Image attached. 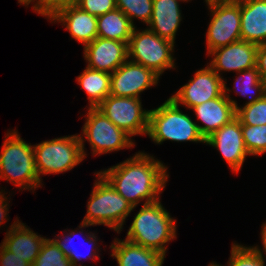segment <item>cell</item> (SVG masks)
<instances>
[{
  "instance_id": "1",
  "label": "cell",
  "mask_w": 266,
  "mask_h": 266,
  "mask_svg": "<svg viewBox=\"0 0 266 266\" xmlns=\"http://www.w3.org/2000/svg\"><path fill=\"white\" fill-rule=\"evenodd\" d=\"M160 160L143 152L122 163L98 171L132 207L144 200L145 204L159 200L169 174Z\"/></svg>"
},
{
  "instance_id": "2",
  "label": "cell",
  "mask_w": 266,
  "mask_h": 266,
  "mask_svg": "<svg viewBox=\"0 0 266 266\" xmlns=\"http://www.w3.org/2000/svg\"><path fill=\"white\" fill-rule=\"evenodd\" d=\"M161 199L143 204L135 215L126 240L166 255L165 247L176 238V220L163 207Z\"/></svg>"
},
{
  "instance_id": "3",
  "label": "cell",
  "mask_w": 266,
  "mask_h": 266,
  "mask_svg": "<svg viewBox=\"0 0 266 266\" xmlns=\"http://www.w3.org/2000/svg\"><path fill=\"white\" fill-rule=\"evenodd\" d=\"M17 132L6 133L0 154V179L10 181L23 190L41 187L33 145L26 143Z\"/></svg>"
},
{
  "instance_id": "4",
  "label": "cell",
  "mask_w": 266,
  "mask_h": 266,
  "mask_svg": "<svg viewBox=\"0 0 266 266\" xmlns=\"http://www.w3.org/2000/svg\"><path fill=\"white\" fill-rule=\"evenodd\" d=\"M95 175L97 179L87 202V213L79 228L105 225L120 233L125 219L135 207H132L99 172Z\"/></svg>"
},
{
  "instance_id": "5",
  "label": "cell",
  "mask_w": 266,
  "mask_h": 266,
  "mask_svg": "<svg viewBox=\"0 0 266 266\" xmlns=\"http://www.w3.org/2000/svg\"><path fill=\"white\" fill-rule=\"evenodd\" d=\"M179 105L170 97L156 109L149 110L147 135L154 143L166 140L176 142H202L204 137L199 132L197 123L184 114Z\"/></svg>"
},
{
  "instance_id": "6",
  "label": "cell",
  "mask_w": 266,
  "mask_h": 266,
  "mask_svg": "<svg viewBox=\"0 0 266 266\" xmlns=\"http://www.w3.org/2000/svg\"><path fill=\"white\" fill-rule=\"evenodd\" d=\"M84 136H63L33 145L36 170L40 176L69 171L86 157Z\"/></svg>"
},
{
  "instance_id": "7",
  "label": "cell",
  "mask_w": 266,
  "mask_h": 266,
  "mask_svg": "<svg viewBox=\"0 0 266 266\" xmlns=\"http://www.w3.org/2000/svg\"><path fill=\"white\" fill-rule=\"evenodd\" d=\"M174 44L146 28L134 27L128 43V60L143 65L159 77L167 69H175Z\"/></svg>"
},
{
  "instance_id": "8",
  "label": "cell",
  "mask_w": 266,
  "mask_h": 266,
  "mask_svg": "<svg viewBox=\"0 0 266 266\" xmlns=\"http://www.w3.org/2000/svg\"><path fill=\"white\" fill-rule=\"evenodd\" d=\"M211 21L206 34L207 53L241 40L240 0H206Z\"/></svg>"
},
{
  "instance_id": "9",
  "label": "cell",
  "mask_w": 266,
  "mask_h": 266,
  "mask_svg": "<svg viewBox=\"0 0 266 266\" xmlns=\"http://www.w3.org/2000/svg\"><path fill=\"white\" fill-rule=\"evenodd\" d=\"M85 119L82 134L88 140L93 156L135 146L132 137L114 125L97 108L89 107Z\"/></svg>"
},
{
  "instance_id": "10",
  "label": "cell",
  "mask_w": 266,
  "mask_h": 266,
  "mask_svg": "<svg viewBox=\"0 0 266 266\" xmlns=\"http://www.w3.org/2000/svg\"><path fill=\"white\" fill-rule=\"evenodd\" d=\"M140 98L107 96L96 108L128 135H147L149 110H143Z\"/></svg>"
},
{
  "instance_id": "11",
  "label": "cell",
  "mask_w": 266,
  "mask_h": 266,
  "mask_svg": "<svg viewBox=\"0 0 266 266\" xmlns=\"http://www.w3.org/2000/svg\"><path fill=\"white\" fill-rule=\"evenodd\" d=\"M224 93V78L220 77L209 65L198 70L189 82L183 85L170 98L186 108L201 105L220 97Z\"/></svg>"
},
{
  "instance_id": "12",
  "label": "cell",
  "mask_w": 266,
  "mask_h": 266,
  "mask_svg": "<svg viewBox=\"0 0 266 266\" xmlns=\"http://www.w3.org/2000/svg\"><path fill=\"white\" fill-rule=\"evenodd\" d=\"M159 78L145 66L127 60L111 73L110 95L140 98L141 92L156 86Z\"/></svg>"
},
{
  "instance_id": "13",
  "label": "cell",
  "mask_w": 266,
  "mask_h": 266,
  "mask_svg": "<svg viewBox=\"0 0 266 266\" xmlns=\"http://www.w3.org/2000/svg\"><path fill=\"white\" fill-rule=\"evenodd\" d=\"M226 84L224 81V93L220 97L191 108L199 122H202V126H197L205 140L235 118L238 104L230 97L228 92L231 90Z\"/></svg>"
},
{
  "instance_id": "14",
  "label": "cell",
  "mask_w": 266,
  "mask_h": 266,
  "mask_svg": "<svg viewBox=\"0 0 266 266\" xmlns=\"http://www.w3.org/2000/svg\"><path fill=\"white\" fill-rule=\"evenodd\" d=\"M205 143L218 149L235 173L241 170L245 158L250 156L244 144L241 123L236 117L209 136Z\"/></svg>"
},
{
  "instance_id": "15",
  "label": "cell",
  "mask_w": 266,
  "mask_h": 266,
  "mask_svg": "<svg viewBox=\"0 0 266 266\" xmlns=\"http://www.w3.org/2000/svg\"><path fill=\"white\" fill-rule=\"evenodd\" d=\"M259 45L240 40L227 46L211 51L213 56L209 66L220 76L221 71L237 73L256 67L257 50Z\"/></svg>"
},
{
  "instance_id": "16",
  "label": "cell",
  "mask_w": 266,
  "mask_h": 266,
  "mask_svg": "<svg viewBox=\"0 0 266 266\" xmlns=\"http://www.w3.org/2000/svg\"><path fill=\"white\" fill-rule=\"evenodd\" d=\"M84 60L88 68L111 74L128 60V43L97 37L84 46Z\"/></svg>"
},
{
  "instance_id": "17",
  "label": "cell",
  "mask_w": 266,
  "mask_h": 266,
  "mask_svg": "<svg viewBox=\"0 0 266 266\" xmlns=\"http://www.w3.org/2000/svg\"><path fill=\"white\" fill-rule=\"evenodd\" d=\"M50 20L62 23L71 37L83 46L98 37L97 16L87 13L75 3L58 10Z\"/></svg>"
},
{
  "instance_id": "18",
  "label": "cell",
  "mask_w": 266,
  "mask_h": 266,
  "mask_svg": "<svg viewBox=\"0 0 266 266\" xmlns=\"http://www.w3.org/2000/svg\"><path fill=\"white\" fill-rule=\"evenodd\" d=\"M46 238L37 235L24 223L14 221L5 234L2 245L13 254L19 256L31 265L41 251V247Z\"/></svg>"
},
{
  "instance_id": "19",
  "label": "cell",
  "mask_w": 266,
  "mask_h": 266,
  "mask_svg": "<svg viewBox=\"0 0 266 266\" xmlns=\"http://www.w3.org/2000/svg\"><path fill=\"white\" fill-rule=\"evenodd\" d=\"M241 40L266 44V0H240Z\"/></svg>"
},
{
  "instance_id": "20",
  "label": "cell",
  "mask_w": 266,
  "mask_h": 266,
  "mask_svg": "<svg viewBox=\"0 0 266 266\" xmlns=\"http://www.w3.org/2000/svg\"><path fill=\"white\" fill-rule=\"evenodd\" d=\"M179 0H153L152 16L147 27L158 36L175 43L182 21Z\"/></svg>"
},
{
  "instance_id": "21",
  "label": "cell",
  "mask_w": 266,
  "mask_h": 266,
  "mask_svg": "<svg viewBox=\"0 0 266 266\" xmlns=\"http://www.w3.org/2000/svg\"><path fill=\"white\" fill-rule=\"evenodd\" d=\"M118 266H162L165 255L162 253L134 244L130 241L114 239L110 246Z\"/></svg>"
},
{
  "instance_id": "22",
  "label": "cell",
  "mask_w": 266,
  "mask_h": 266,
  "mask_svg": "<svg viewBox=\"0 0 266 266\" xmlns=\"http://www.w3.org/2000/svg\"><path fill=\"white\" fill-rule=\"evenodd\" d=\"M134 26L120 10L114 9L97 16L98 37L129 43Z\"/></svg>"
},
{
  "instance_id": "23",
  "label": "cell",
  "mask_w": 266,
  "mask_h": 266,
  "mask_svg": "<svg viewBox=\"0 0 266 266\" xmlns=\"http://www.w3.org/2000/svg\"><path fill=\"white\" fill-rule=\"evenodd\" d=\"M76 80L88 95L90 108H96L110 95L111 74L108 72L86 67Z\"/></svg>"
},
{
  "instance_id": "24",
  "label": "cell",
  "mask_w": 266,
  "mask_h": 266,
  "mask_svg": "<svg viewBox=\"0 0 266 266\" xmlns=\"http://www.w3.org/2000/svg\"><path fill=\"white\" fill-rule=\"evenodd\" d=\"M78 234V231L73 230L67 233L66 235H62L61 237L58 236L57 239H53L57 246L60 248V250L69 258V260L72 263V266H84L83 264L78 265L77 262L81 261L82 259L86 258L91 259L92 261H96V259L99 258V250L98 244L96 243L97 236H95V233L89 232L88 235H84V242L85 244L88 243L90 247V254L83 255L78 251V248H76L73 243H71L74 239V236ZM86 236V238H85ZM63 239V240H62Z\"/></svg>"
},
{
  "instance_id": "25",
  "label": "cell",
  "mask_w": 266,
  "mask_h": 266,
  "mask_svg": "<svg viewBox=\"0 0 266 266\" xmlns=\"http://www.w3.org/2000/svg\"><path fill=\"white\" fill-rule=\"evenodd\" d=\"M239 73H237L239 76L235 79L233 89H235V92L239 93L241 96H247L248 98L249 96L251 97V99H249V101L244 105L253 104L257 100L261 99L264 96V88L262 77L257 67L243 70ZM251 94L255 95L252 97Z\"/></svg>"
},
{
  "instance_id": "26",
  "label": "cell",
  "mask_w": 266,
  "mask_h": 266,
  "mask_svg": "<svg viewBox=\"0 0 266 266\" xmlns=\"http://www.w3.org/2000/svg\"><path fill=\"white\" fill-rule=\"evenodd\" d=\"M116 8L129 18L134 27L133 21L136 18L148 25L152 16L153 0H116Z\"/></svg>"
},
{
  "instance_id": "27",
  "label": "cell",
  "mask_w": 266,
  "mask_h": 266,
  "mask_svg": "<svg viewBox=\"0 0 266 266\" xmlns=\"http://www.w3.org/2000/svg\"><path fill=\"white\" fill-rule=\"evenodd\" d=\"M31 266H72V263L53 239L46 238Z\"/></svg>"
},
{
  "instance_id": "28",
  "label": "cell",
  "mask_w": 266,
  "mask_h": 266,
  "mask_svg": "<svg viewBox=\"0 0 266 266\" xmlns=\"http://www.w3.org/2000/svg\"><path fill=\"white\" fill-rule=\"evenodd\" d=\"M235 117L241 125H266V96L257 100L253 104L237 107Z\"/></svg>"
},
{
  "instance_id": "29",
  "label": "cell",
  "mask_w": 266,
  "mask_h": 266,
  "mask_svg": "<svg viewBox=\"0 0 266 266\" xmlns=\"http://www.w3.org/2000/svg\"><path fill=\"white\" fill-rule=\"evenodd\" d=\"M241 130L250 155L259 156L266 153V125H241Z\"/></svg>"
},
{
  "instance_id": "30",
  "label": "cell",
  "mask_w": 266,
  "mask_h": 266,
  "mask_svg": "<svg viewBox=\"0 0 266 266\" xmlns=\"http://www.w3.org/2000/svg\"><path fill=\"white\" fill-rule=\"evenodd\" d=\"M231 256L227 261L228 266H264L265 260L261 259L252 247H245L238 243L232 244Z\"/></svg>"
},
{
  "instance_id": "31",
  "label": "cell",
  "mask_w": 266,
  "mask_h": 266,
  "mask_svg": "<svg viewBox=\"0 0 266 266\" xmlns=\"http://www.w3.org/2000/svg\"><path fill=\"white\" fill-rule=\"evenodd\" d=\"M35 1L33 10L39 15L48 17L47 19H50L58 10L74 4V0H27L23 5L28 6Z\"/></svg>"
},
{
  "instance_id": "32",
  "label": "cell",
  "mask_w": 266,
  "mask_h": 266,
  "mask_svg": "<svg viewBox=\"0 0 266 266\" xmlns=\"http://www.w3.org/2000/svg\"><path fill=\"white\" fill-rule=\"evenodd\" d=\"M75 4L95 16H100L116 9V0H76Z\"/></svg>"
},
{
  "instance_id": "33",
  "label": "cell",
  "mask_w": 266,
  "mask_h": 266,
  "mask_svg": "<svg viewBox=\"0 0 266 266\" xmlns=\"http://www.w3.org/2000/svg\"><path fill=\"white\" fill-rule=\"evenodd\" d=\"M0 266H31V264L0 244Z\"/></svg>"
},
{
  "instance_id": "34",
  "label": "cell",
  "mask_w": 266,
  "mask_h": 266,
  "mask_svg": "<svg viewBox=\"0 0 266 266\" xmlns=\"http://www.w3.org/2000/svg\"><path fill=\"white\" fill-rule=\"evenodd\" d=\"M256 67L262 78L266 76V44L259 45L258 47Z\"/></svg>"
},
{
  "instance_id": "35",
  "label": "cell",
  "mask_w": 266,
  "mask_h": 266,
  "mask_svg": "<svg viewBox=\"0 0 266 266\" xmlns=\"http://www.w3.org/2000/svg\"><path fill=\"white\" fill-rule=\"evenodd\" d=\"M4 194H6V193H3L1 190V192H0V225H2L3 222L5 223V220H8L7 215H8V211H9V208H8L9 201L6 200L8 198Z\"/></svg>"
},
{
  "instance_id": "36",
  "label": "cell",
  "mask_w": 266,
  "mask_h": 266,
  "mask_svg": "<svg viewBox=\"0 0 266 266\" xmlns=\"http://www.w3.org/2000/svg\"><path fill=\"white\" fill-rule=\"evenodd\" d=\"M261 239H262V245H263V251L261 249H259L258 246H251L254 251L259 255V257L263 260H265L264 258V255H263V252H265L266 254V222L263 223L262 225V229H261Z\"/></svg>"
},
{
  "instance_id": "37",
  "label": "cell",
  "mask_w": 266,
  "mask_h": 266,
  "mask_svg": "<svg viewBox=\"0 0 266 266\" xmlns=\"http://www.w3.org/2000/svg\"><path fill=\"white\" fill-rule=\"evenodd\" d=\"M263 81V88H264V96H266V76L262 78Z\"/></svg>"
},
{
  "instance_id": "38",
  "label": "cell",
  "mask_w": 266,
  "mask_h": 266,
  "mask_svg": "<svg viewBox=\"0 0 266 266\" xmlns=\"http://www.w3.org/2000/svg\"><path fill=\"white\" fill-rule=\"evenodd\" d=\"M208 266H222V265H219V264H217V263L212 262V263H210Z\"/></svg>"
},
{
  "instance_id": "39",
  "label": "cell",
  "mask_w": 266,
  "mask_h": 266,
  "mask_svg": "<svg viewBox=\"0 0 266 266\" xmlns=\"http://www.w3.org/2000/svg\"><path fill=\"white\" fill-rule=\"evenodd\" d=\"M26 1H27V0H18V3H20V5H21V4L23 5Z\"/></svg>"
}]
</instances>
